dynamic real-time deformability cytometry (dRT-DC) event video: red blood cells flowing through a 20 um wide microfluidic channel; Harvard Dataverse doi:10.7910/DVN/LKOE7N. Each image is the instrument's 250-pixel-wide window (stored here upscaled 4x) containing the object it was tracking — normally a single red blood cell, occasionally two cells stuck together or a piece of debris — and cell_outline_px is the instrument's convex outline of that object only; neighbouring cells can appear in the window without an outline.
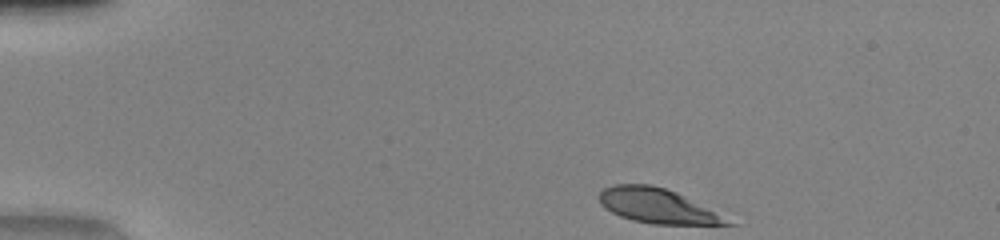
{"species": "human", "species_latin": "Homo sapiens", "temperature_condition": "warm", "stored_images_in_passage": 33, "camera_frame_rate_fps": 3000, "um_per_image_px": 0.085, "donor": {"sex": "female"}, "frame": {"image": 1, "passage_image": 1, "time_ms": 0.0, "image_size_px": [1000, 240], "cell_outline_px": [[736, 224], [652, 224], [632, 220], [620, 216], [604, 208], [600, 204], [600, 192], [604, 188], [616, 184], [652, 184], [676, 192]], "centroid_in_image_um": [55.77, 17.49], "position_along_channel_um": 29.2, "area_um2": 25.14}}
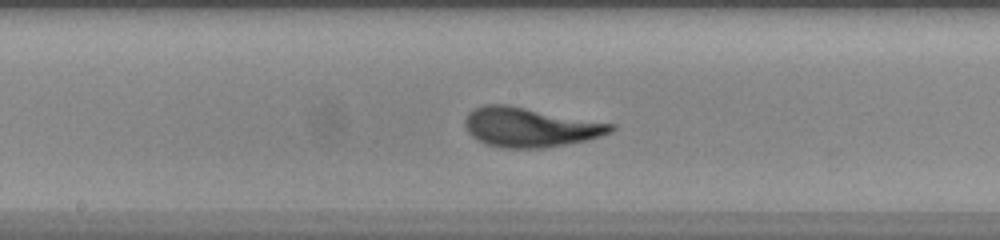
{"frame": {"image": 2, "passage_image": 20, "time_ms": 6.333, "image_size_px": [1000, 240], "cell_outline_px": [[616, 128], [600, 136], [588, 140], [544, 148], [500, 148], [484, 144], [476, 140], [468, 132], [464, 124], [464, 120], [468, 112], [484, 104], [504, 104], [616, 124]], "centroid_in_image_um": [45.01, 10.82], "position_along_channel_um": 203.2, "area_um2": 33.58}}
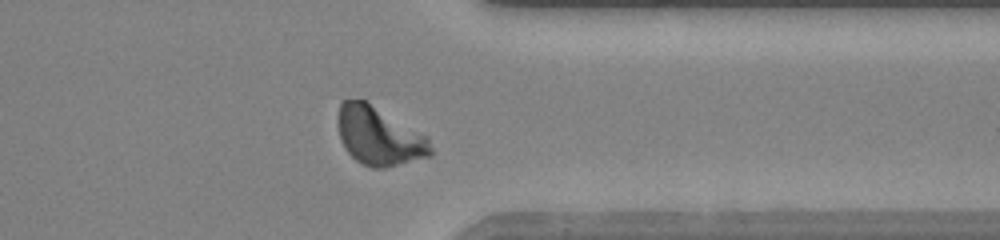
{"frame": {"image": 3, "passage_image": 33, "time_ms": 10.667, "image_size_px": [1000, 240], "cell_outline_px": [[432, 156], [384, 168], [372, 168], [360, 164], [344, 148], [340, 140], [336, 120], [340, 104], [344, 100], [364, 100], [428, 136], [432, 148]], "centroid_in_image_um": [32.21, 11.59], "position_along_channel_um": 379.2, "area_um2": 31.79}, "authors_computed_cell_mechanics": {"area_um2": 32.368, "velocity_mm_per_s": 4.1216, "shape_relaxation_time_tau1_ms": 2.5551, "shape_relaxation_time_tau2_ms": null, "deformation_change_tau1": 0.2205, "deformation_change_tau2": null}}